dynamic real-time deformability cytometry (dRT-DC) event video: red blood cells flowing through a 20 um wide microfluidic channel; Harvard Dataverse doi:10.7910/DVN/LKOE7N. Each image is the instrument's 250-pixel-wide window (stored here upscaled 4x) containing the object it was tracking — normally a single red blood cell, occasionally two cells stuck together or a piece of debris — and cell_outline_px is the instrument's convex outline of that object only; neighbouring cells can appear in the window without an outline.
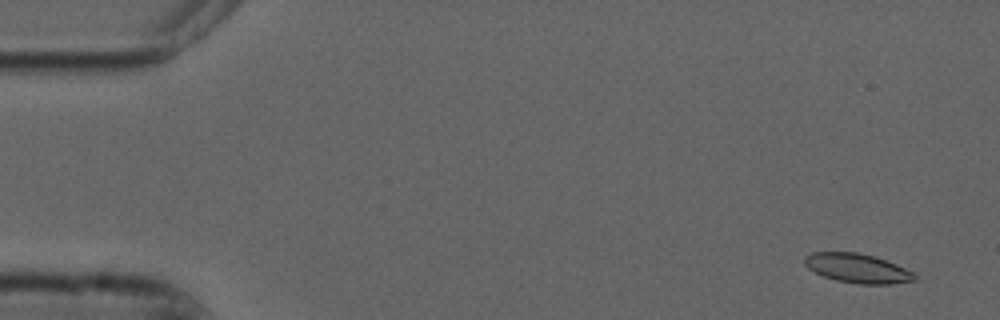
{"species": "common noctule bat (a hibernating species)", "species_latin": "Nyctalus noctula", "temperature_condition": "cold", "stored_images_in_passage": 54, "camera_frame_rate_fps": 3000, "um_per_image_px": 0.085, "animal": {"sex": "male", "forearm_length_mm": 52.5}, "frame": {"image": 1, "passage_image": 3, "time_ms": 0.667, "image_size_px": [1000, 320], "cell_outline_px": [[916, 280], [892, 284], [860, 284], [836, 280], [824, 276], [808, 268], [804, 264], [804, 256], [812, 252], [856, 252], [876, 256], [896, 264], [912, 272], [916, 276]], "centroid_in_image_um": [72.87, 22.79], "position_along_channel_um": 12.1, "area_um2": 18.73}}
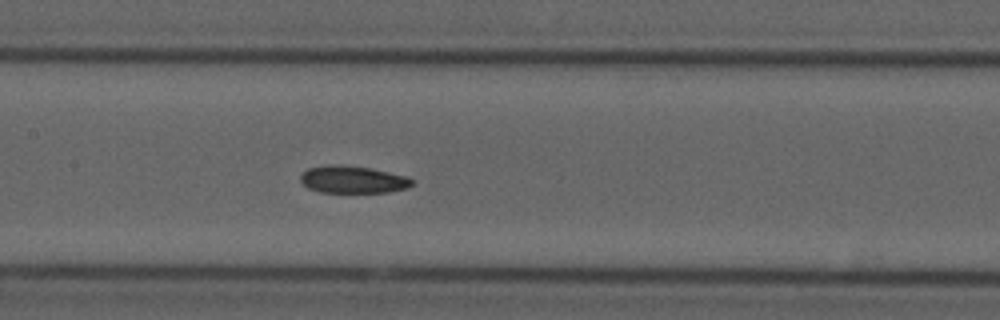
{"frame": {"image": 2, "passage_image": 26, "time_ms": 8.333, "image_size_px": [1000, 320], "cell_outline_px": [[416, 180], [408, 188], [388, 192], [320, 192], [308, 188], [300, 180], [300, 176], [308, 168], [336, 164], [340, 164], [368, 168], [408, 176]], "centroid_in_image_um": [30.03, 15.26], "position_along_channel_um": 177.4, "area_um2": 17.69}}
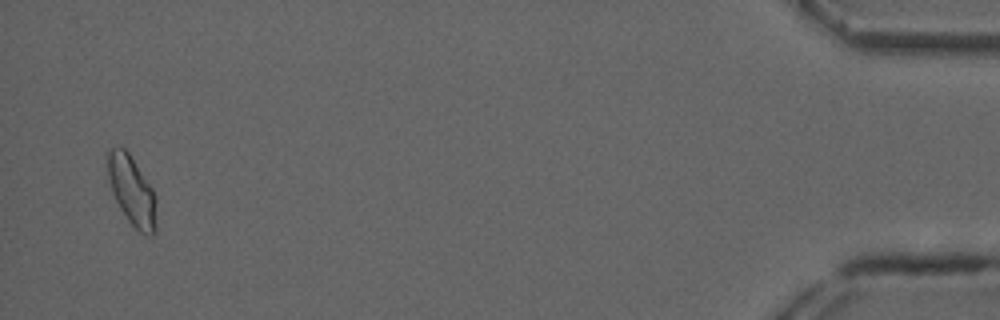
{"frame": {"image": 3, "passage_image": 53, "time_ms": 17.333, "image_size_px": [1000, 320], "cell_outline_px": [[156, 232], [152, 236], [148, 236], [140, 232], [128, 220], [120, 208], [112, 192], [108, 176], [108, 152], [112, 148], [124, 148], [128, 152], [152, 188], [156, 200]], "centroid_in_image_um": [11.24, 16.26], "position_along_channel_um": 424.0, "area_um2": 19.36}, "authors_computed_cell_mechanics": {"area_um2": 18.4671, "velocity_mm_per_s": 3.723, "shape_relaxation_time_tau1_ms": null, "shape_relaxation_time_tau2_ms": 3.3767, "deformation_change_tau1": null, "deformation_change_tau2": 0.0858}}